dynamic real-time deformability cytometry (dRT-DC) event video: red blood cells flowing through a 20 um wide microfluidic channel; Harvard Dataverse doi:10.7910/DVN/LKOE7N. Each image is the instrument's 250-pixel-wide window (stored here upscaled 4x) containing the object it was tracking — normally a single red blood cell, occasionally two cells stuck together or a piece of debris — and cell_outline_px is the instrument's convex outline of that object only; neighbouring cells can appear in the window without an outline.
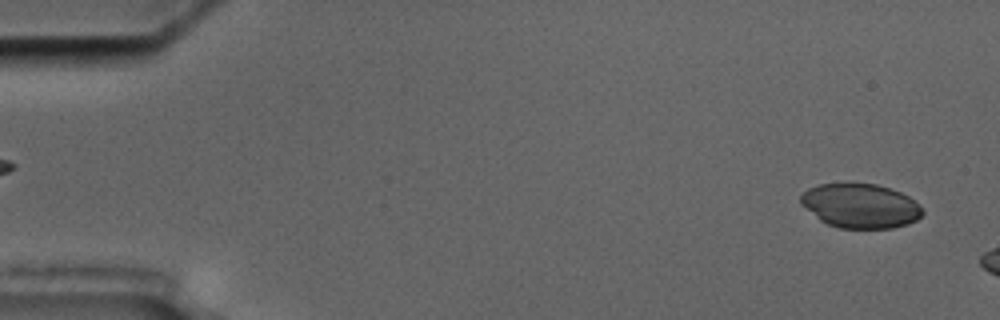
{"species": "common noctule bat (a hibernating species)", "species_latin": "Nyctalus noctula", "temperature_condition": "cold", "stored_images_in_passage": 6, "segment_of_instrument_passage": [2, 2], "camera_frame_rate_fps": 3000, "um_per_image_px": 0.085, "animal": {"sex": "male", "body_mass_g": 17.5, "forearm_length_mm": 52.3}, "frame": {"image": 1, "passage_image": 6, "time_ms": 6.667, "image_size_px": [1000, 320], "cell_outline_px": [[924, 212], [916, 220], [908, 224], [892, 228], [840, 228], [828, 224], [820, 220], [800, 204], [800, 196], [808, 188], [820, 184], [876, 184], [900, 192], [908, 196]], "centroid_in_image_um": [73.1, 17.51], "position_along_channel_um": 11.9, "area_um2": 31.1}}